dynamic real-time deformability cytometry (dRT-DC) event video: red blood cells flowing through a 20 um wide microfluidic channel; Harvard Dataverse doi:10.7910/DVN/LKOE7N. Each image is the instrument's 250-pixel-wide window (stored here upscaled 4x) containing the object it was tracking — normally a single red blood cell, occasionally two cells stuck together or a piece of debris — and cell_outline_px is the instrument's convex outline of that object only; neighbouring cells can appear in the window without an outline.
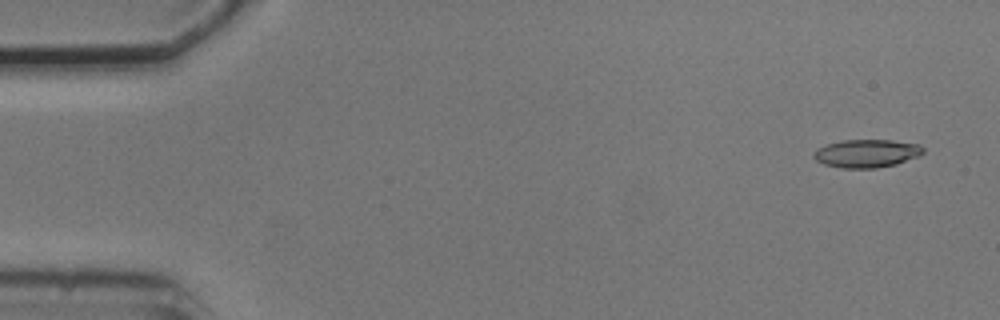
{"species": "common noctule bat (a hibernating species)", "species_latin": "Nyctalus noctula", "temperature_condition": "cold", "stored_images_in_passage": 4, "camera_frame_rate_fps": 3000, "um_per_image_px": 0.085, "animal": {"sex": "male", "body_mass_g": 20.5, "forearm_length_mm": 52.5}, "frame": {"image": 1, "passage_image": 1, "time_ms": 0.0, "image_size_px": [1000, 320], "cell_outline_px": [[924, 152], [920, 156], [896, 164], [876, 168], [840, 168], [824, 164], [816, 160], [812, 156], [812, 152], [816, 148], [828, 144], [844, 140], [892, 140], [920, 144], [924, 148]], "centroid_in_image_um": [73.67, 13.04], "position_along_channel_um": 11.3, "area_um2": 18.09}}
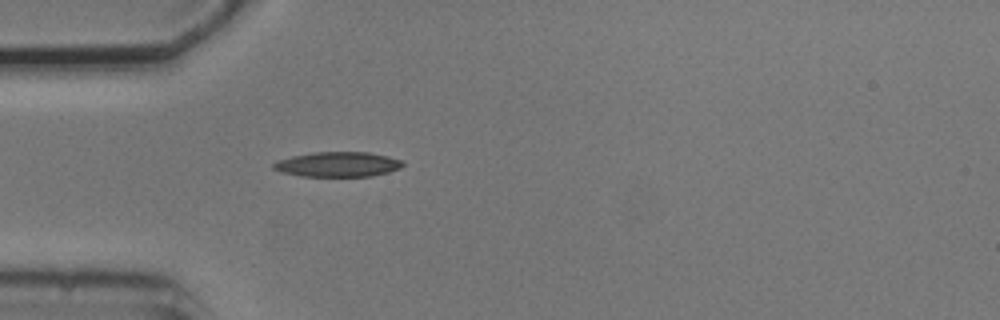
{"frame": {"image": 2, "passage_image": 4, "time_ms": 4.333, "image_size_px": [1000, 320], "cell_outline_px": [[404, 164], [400, 168], [388, 172], [372, 176], [300, 176], [280, 172], [272, 168], [272, 164], [280, 160], [292, 156], [312, 152], [368, 152], [388, 156], [404, 160]], "centroid_in_image_um": [28.73, 13.97], "position_along_channel_um": 56.3, "area_um2": 18.84}}